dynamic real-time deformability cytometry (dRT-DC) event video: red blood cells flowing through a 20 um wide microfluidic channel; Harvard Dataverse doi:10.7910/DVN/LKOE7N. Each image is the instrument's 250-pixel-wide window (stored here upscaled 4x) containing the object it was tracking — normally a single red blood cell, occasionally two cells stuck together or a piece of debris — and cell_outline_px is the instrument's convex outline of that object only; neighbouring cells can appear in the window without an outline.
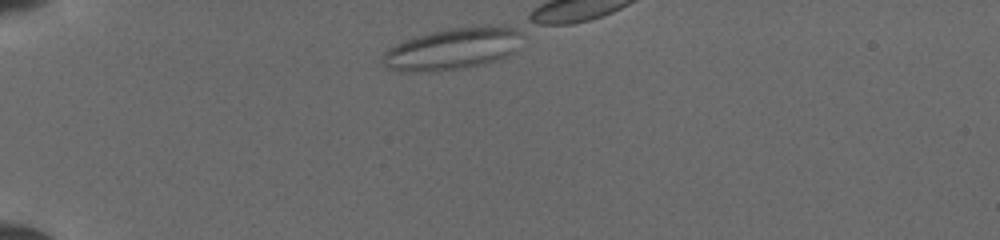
{"species": "common noctule bat (a hibernating species)", "species_latin": "Nyctalus noctula", "temperature_condition": "cold", "stored_images_in_passage": 11, "camera_frame_rate_fps": 3000, "um_per_image_px": 0.085, "animal": {"sex": "female", "body_mass_g": 19.5, "forearm_length_mm": 54.1}, "frame": {"image": 1, "passage_image": 1, "time_ms": 0.0, "image_size_px": [1000, 240], "cell_outline_px": [[516, 32], [512, 52], [496, 60], [484, 64], [428, 72], [392, 68], [384, 64], [384, 52], [396, 44], [416, 36], [448, 28], [484, 24], [488, 24], [512, 28]], "centroid_in_image_um": [38.41, 4.12], "position_along_channel_um": 46.6, "area_um2": 32.43}}